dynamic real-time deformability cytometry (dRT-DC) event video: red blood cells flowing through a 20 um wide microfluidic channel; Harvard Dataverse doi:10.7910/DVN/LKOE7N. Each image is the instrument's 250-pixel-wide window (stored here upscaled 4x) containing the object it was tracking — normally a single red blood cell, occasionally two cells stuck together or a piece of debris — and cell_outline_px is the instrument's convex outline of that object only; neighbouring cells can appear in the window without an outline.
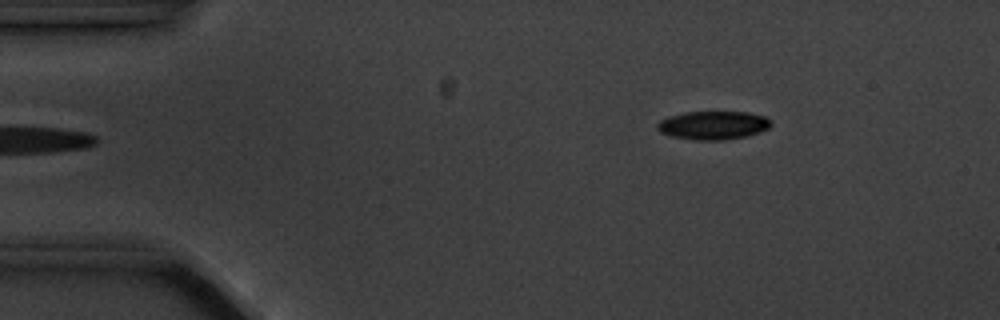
{"species": "common noctule bat (a hibernating species)", "species_latin": "Nyctalus noctula", "temperature_condition": "cold", "stored_images_in_passage": 3, "camera_frame_rate_fps": 3000, "um_per_image_px": 0.085, "animal": {"sex": "male", "body_mass_g": 20.1, "forearm_length_mm": 53.5}, "frame": {"image": 1, "passage_image": 3, "time_ms": 2.333, "image_size_px": [1000, 320], "cell_outline_px": [[772, 124], [768, 128], [760, 132], [744, 136], [724, 140], [696, 140], [672, 136], [660, 132], [656, 128], [656, 124], [660, 120], [684, 112], [748, 112], [764, 116], [772, 120]], "centroid_in_image_um": [60.63, 10.64], "position_along_channel_um": 24.4, "area_um2": 18.79}}